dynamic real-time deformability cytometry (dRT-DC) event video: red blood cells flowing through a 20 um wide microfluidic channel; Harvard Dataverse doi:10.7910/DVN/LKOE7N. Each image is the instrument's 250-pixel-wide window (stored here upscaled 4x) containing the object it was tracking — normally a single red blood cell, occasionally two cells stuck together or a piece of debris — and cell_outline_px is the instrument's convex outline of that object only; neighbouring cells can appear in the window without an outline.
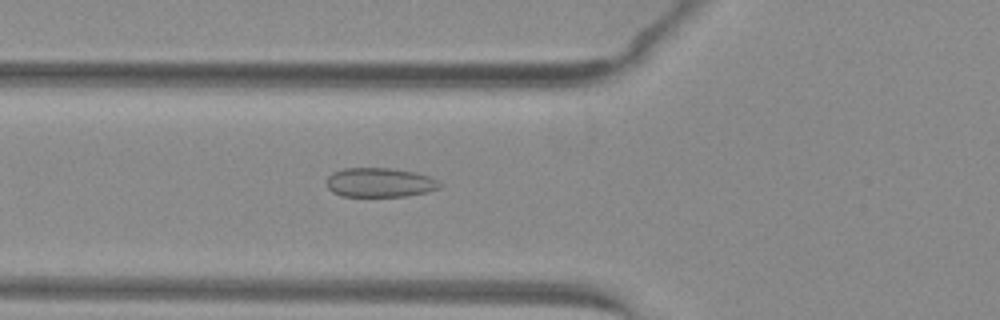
{"species": "common noctule bat (a hibernating species)", "species_latin": "Nyctalus noctula", "temperature_condition": "warm", "stored_images_in_passage": 34, "camera_frame_rate_fps": 3000, "um_per_image_px": 0.085, "animal": {"sex": "female", "body_mass_g": 29.2, "forearm_length_mm": 56.3}, "frame": {"image": 1, "passage_image": 4, "time_ms": 1.0, "image_size_px": [1000, 320], "cell_outline_px": [[444, 184], [440, 188], [428, 192], [404, 196], [340, 196], [332, 192], [328, 188], [328, 176], [332, 172], [344, 168], [388, 168], [416, 172], [428, 176]], "centroid_in_image_um": [32.3, 15.51], "position_along_channel_um": 93.5, "area_um2": 19.36}}
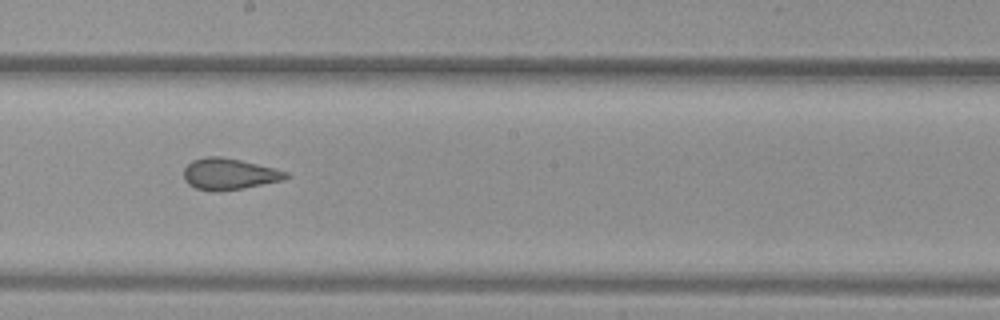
{"frame": {"image": 2, "passage_image": 14, "time_ms": 4.333, "image_size_px": [1000, 320], "cell_outline_px": [[292, 176], [284, 180], [244, 188], [216, 192], [196, 188], [188, 184], [184, 180], [184, 168], [192, 160], [204, 156], [220, 156], [240, 160], [276, 168], [288, 172]], "centroid_in_image_um": [19.5, 14.79], "position_along_channel_um": 228.7, "area_um2": 18.9}}
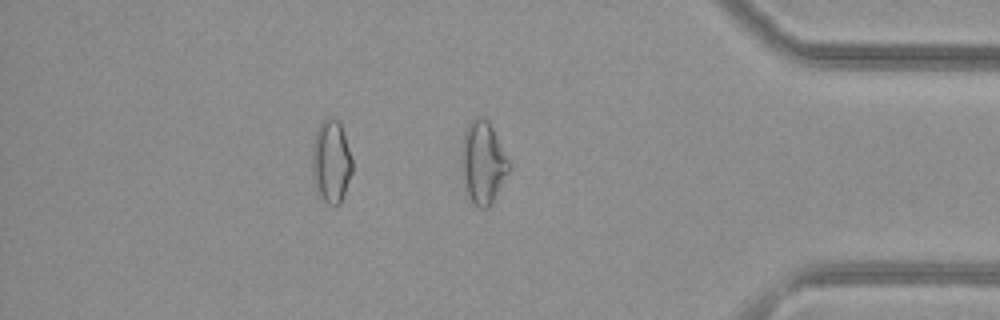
{"frame": {"image": 3, "passage_image": 28, "time_ms": 9.0, "image_size_px": [1000, 320], "cell_outline_px": [[512, 168], [488, 208], [480, 208], [472, 204], [468, 196], [464, 184], [464, 132], [468, 124], [476, 116], [480, 116], [488, 120], [512, 164]], "centroid_in_image_um": [41.12, 13.83], "position_along_channel_um": 394.1, "area_um2": 22.37}, "authors_computed_cell_mechanics": {"area_um2": 19.363, "velocity_mm_per_s": 4.0412, "shape_relaxation_time_tau1_ms": null, "shape_relaxation_time_tau2_ms": 0.9844, "deformation_change_tau1": null, "deformation_change_tau2": 0.0821}}